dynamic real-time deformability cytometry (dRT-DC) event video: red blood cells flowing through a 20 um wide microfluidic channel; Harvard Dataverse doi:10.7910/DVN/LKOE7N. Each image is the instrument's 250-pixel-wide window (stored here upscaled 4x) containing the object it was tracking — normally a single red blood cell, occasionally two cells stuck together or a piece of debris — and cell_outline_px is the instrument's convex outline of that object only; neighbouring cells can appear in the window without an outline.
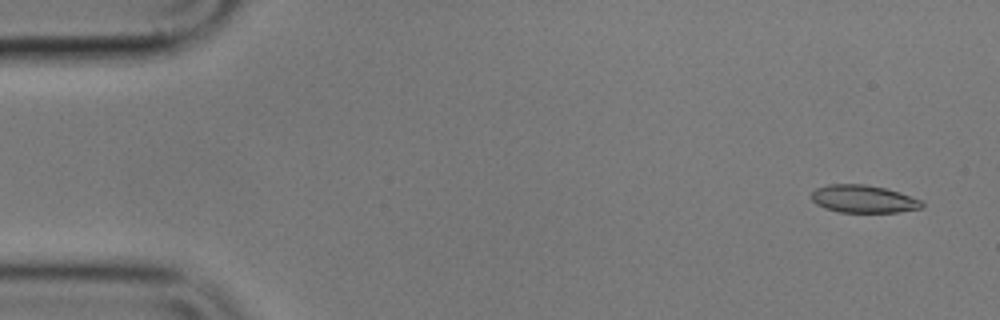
{"species": "common noctule bat (a hibernating species)", "species_latin": "Nyctalus noctula", "temperature_condition": "cold", "stored_images_in_passage": 57, "camera_frame_rate_fps": 3000, "um_per_image_px": 0.085, "animal": {"sex": "male", "body_mass_g": 17.9}, "frame": {"image": 1, "passage_image": 3, "time_ms": 0.667, "image_size_px": [1000, 320], "cell_outline_px": [[924, 204], [920, 208], [896, 212], [840, 212], [824, 208], [816, 204], [812, 200], [812, 192], [816, 188], [828, 184], [864, 184], [884, 188], [900, 192], [920, 200]], "centroid_in_image_um": [73.36, 16.91], "position_along_channel_um": 11.6, "area_um2": 17.69}}
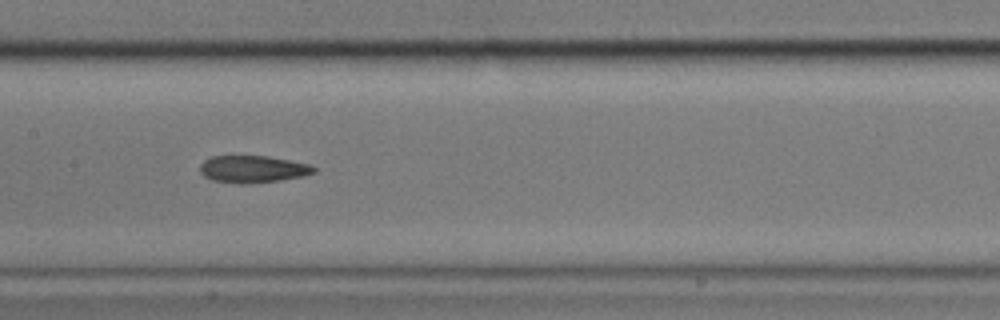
{"frame": {"image": 2, "passage_image": 27, "time_ms": 8.667, "image_size_px": [1000, 320], "cell_outline_px": [[316, 172], [304, 176], [280, 180], [240, 184], [212, 180], [204, 176], [200, 172], [200, 164], [204, 160], [212, 156], [268, 156], [308, 164], [316, 168]], "centroid_in_image_um": [21.47, 14.37], "position_along_channel_um": 185.9, "area_um2": 17.92}}
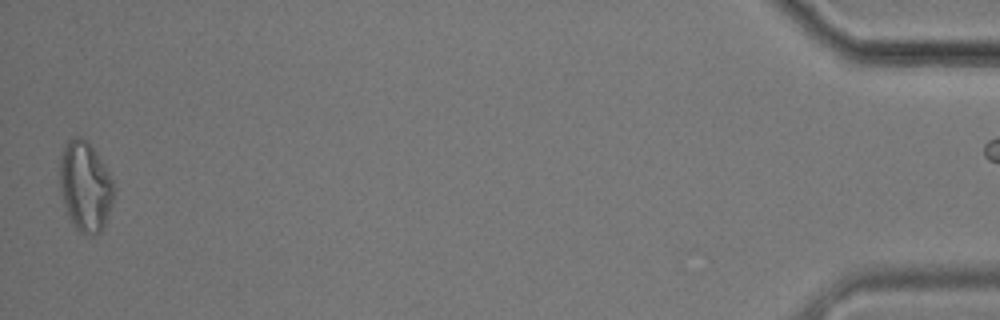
{"frame": {"image": 3, "passage_image": 55, "time_ms": 18.0, "image_size_px": [1000, 320], "cell_outline_px": [[112, 204], [104, 228], [100, 232], [92, 236], [88, 236], [80, 232], [76, 228], [68, 212], [60, 188], [60, 160], [64, 148], [68, 140], [76, 136], [80, 136], [88, 140], [96, 152], [108, 172], [112, 180]], "centroid_in_image_um": [7.25, 15.84], "position_along_channel_um": 427.9, "area_um2": 27.86}, "authors_computed_cell_mechanics": {"area_um2": 18.4382, "velocity_mm_per_s": 3.5851, "shape_relaxation_time_tau1_ms": null, "shape_relaxation_time_tau2_ms": 2.9971, "deformation_change_tau1": null, "deformation_change_tau2": 0.105}}